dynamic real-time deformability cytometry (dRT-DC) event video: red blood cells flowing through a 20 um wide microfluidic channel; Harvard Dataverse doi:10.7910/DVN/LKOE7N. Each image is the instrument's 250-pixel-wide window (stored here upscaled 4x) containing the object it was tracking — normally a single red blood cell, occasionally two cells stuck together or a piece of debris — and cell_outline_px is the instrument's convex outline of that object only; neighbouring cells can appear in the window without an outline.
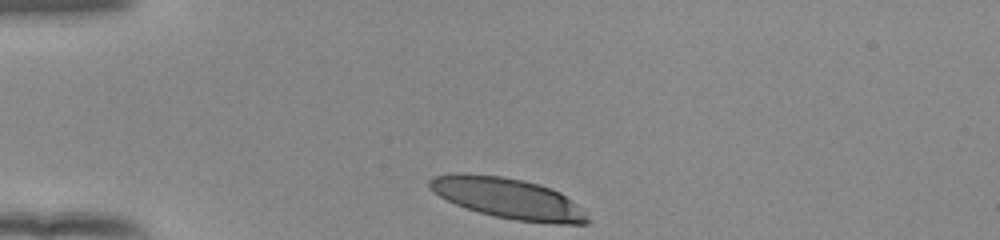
{"species": "human", "species_latin": "Homo sapiens", "temperature_condition": "room temperature", "stored_images_in_passage": 32, "camera_frame_rate_fps": 3000, "um_per_image_px": 0.085, "donor": {"sex": "female"}, "frame": {"image": 1, "passage_image": 1, "time_ms": 0.0, "image_size_px": [1000, 240], "cell_outline_px": [[592, 220], [588, 224], [552, 224], [516, 220], [496, 216], [480, 212], [456, 204], [440, 196], [428, 184], [428, 180], [432, 176], [452, 172], [468, 172], [504, 176], [524, 180], [540, 184], [552, 188], [560, 192], [572, 200]], "centroid_in_image_um": [43.21, 16.83], "position_along_channel_um": 41.8, "area_um2": 37.69}}
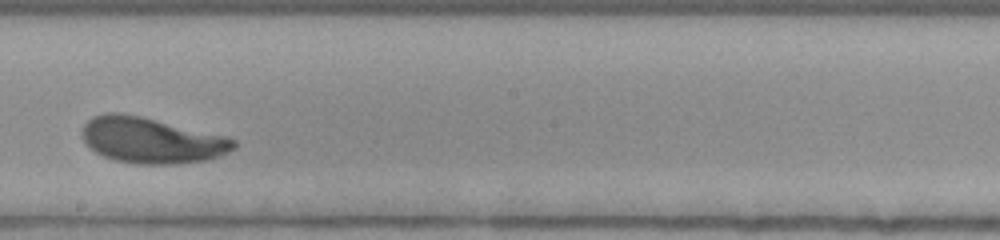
{"frame": {"image": 2, "passage_image": 19, "time_ms": 6.0, "image_size_px": [1000, 240], "cell_outline_px": [[236, 148], [220, 156], [208, 160], [180, 164], [136, 164], [116, 160], [104, 156], [96, 152], [80, 136], [80, 132], [84, 124], [92, 116], [104, 112], [120, 112], [140, 116], [228, 136], [236, 140]], "centroid_in_image_um": [12.89, 11.92], "position_along_channel_um": 235.3, "area_um2": 40.81}}
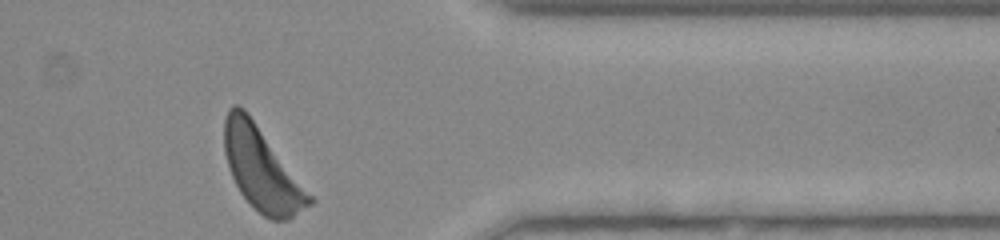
{"frame": {"image": 3, "passage_image": 32, "time_ms": 10.333, "image_size_px": [1000, 240], "cell_outline_px": [[316, 200], [312, 204], [288, 220], [272, 220], [264, 216], [240, 192], [232, 176], [224, 152], [224, 120], [228, 108], [232, 104], [236, 104], [244, 108]], "centroid_in_image_um": [22.25, 14.36], "position_along_channel_um": 389.1, "area_um2": 40.52}, "authors_computed_cell_mechanics": {"area_um2": 39.8242, "velocity_mm_per_s": 3.8601, "shape_relaxation_time_tau1_ms": 3.7426, "shape_relaxation_time_tau2_ms": 2.8549, "deformation_change_tau1": 0.194, "deformation_change_tau2": 0.1101}}